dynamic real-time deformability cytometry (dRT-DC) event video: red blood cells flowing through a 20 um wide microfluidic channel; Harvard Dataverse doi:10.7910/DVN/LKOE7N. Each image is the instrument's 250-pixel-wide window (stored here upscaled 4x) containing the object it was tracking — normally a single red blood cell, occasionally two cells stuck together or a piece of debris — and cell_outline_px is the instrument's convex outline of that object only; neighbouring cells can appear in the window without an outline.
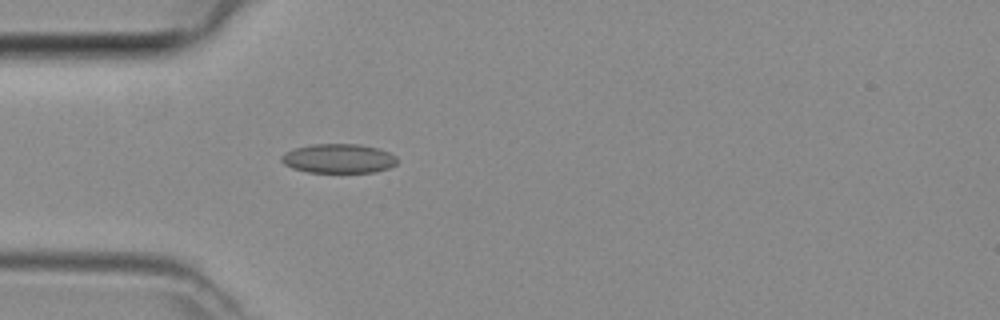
{"species": "common noctule bat (a hibernating species)", "species_latin": "Nyctalus noctula", "temperature_condition": "room temperature", "stored_images_in_passage": 3, "camera_frame_rate_fps": 3000, "um_per_image_px": 0.085, "animal": {"sex": "female", "body_mass_g": 29.2, "forearm_length_mm": 56.3}, "frame": {"image": 1, "passage_image": 3, "time_ms": 0.667, "image_size_px": [1000, 320], "cell_outline_px": [[396, 164], [388, 168], [372, 172], [308, 172], [292, 168], [284, 164], [280, 160], [280, 156], [284, 152], [292, 148], [312, 144], [360, 144], [376, 148], [388, 152], [396, 156]], "centroid_in_image_um": [28.72, 13.46], "position_along_channel_um": 56.3, "area_um2": 19.77}}